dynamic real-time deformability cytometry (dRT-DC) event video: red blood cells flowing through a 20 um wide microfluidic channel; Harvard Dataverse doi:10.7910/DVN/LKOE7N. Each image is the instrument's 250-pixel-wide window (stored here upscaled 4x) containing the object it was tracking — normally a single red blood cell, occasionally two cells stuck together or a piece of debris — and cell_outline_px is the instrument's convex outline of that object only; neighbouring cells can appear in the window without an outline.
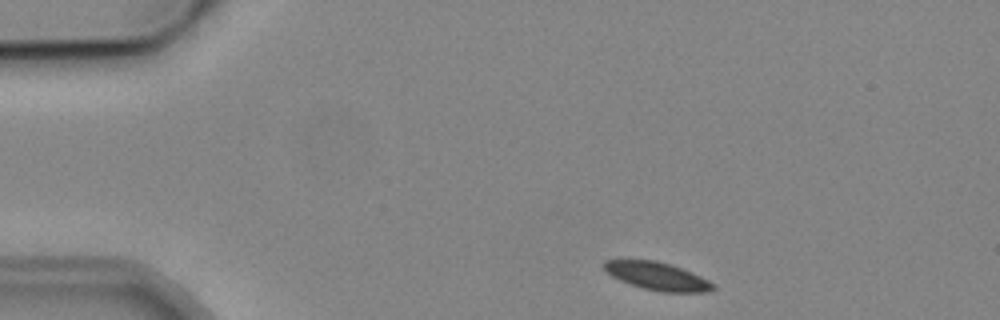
{"species": "common noctule bat (a hibernating species)", "species_latin": "Nyctalus noctula", "temperature_condition": "cold", "stored_images_in_passage": 4, "camera_frame_rate_fps": 3000, "um_per_image_px": 0.085, "animal": {"sex": "male", "body_mass_g": 19.2, "forearm_length_mm": 51.8}, "frame": {"image": 1, "passage_image": 1, "time_ms": 0.0, "image_size_px": [1000, 320], "cell_outline_px": [[716, 288], [708, 292], [660, 292], [644, 288], [620, 280], [612, 276], [604, 268], [604, 260], [656, 260], [692, 272], [716, 284]], "centroid_in_image_um": [55.91, 23.48], "position_along_channel_um": 29.1, "area_um2": 17.51}}
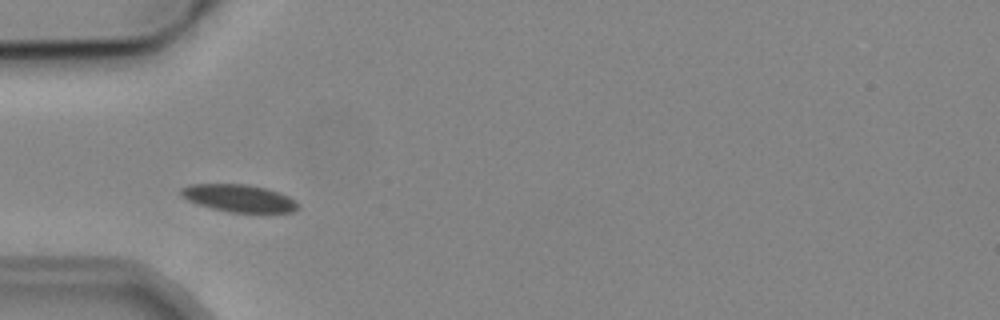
{"frame": {"image": 2, "passage_image": 3, "time_ms": 2.667, "image_size_px": [1000, 320], "cell_outline_px": [[300, 208], [292, 212], [228, 212], [196, 204], [188, 200], [180, 192], [180, 188], [188, 184], [248, 184], [280, 192], [296, 200], [300, 204]], "centroid_in_image_um": [20.34, 16.84], "position_along_channel_um": 64.7, "area_um2": 18.79}}